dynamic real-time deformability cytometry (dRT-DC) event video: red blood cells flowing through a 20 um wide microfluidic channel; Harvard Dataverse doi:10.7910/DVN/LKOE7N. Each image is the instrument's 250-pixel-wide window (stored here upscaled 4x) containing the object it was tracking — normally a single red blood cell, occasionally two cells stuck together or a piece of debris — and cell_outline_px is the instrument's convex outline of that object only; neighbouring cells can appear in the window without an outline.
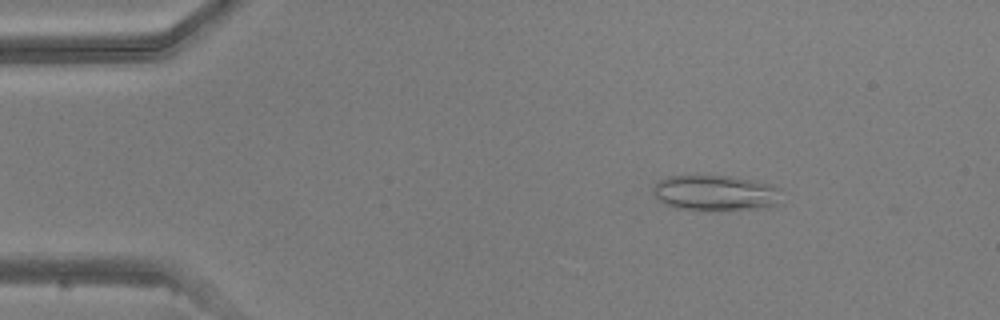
{"species": "common noctule bat (a hibernating species)", "species_latin": "Nyctalus noctula", "temperature_condition": "warm", "stored_images_in_passage": 23, "camera_frame_rate_fps": 3000, "um_per_image_px": 0.085, "animal": {"sex": "male", "body_mass_g": 20.5, "forearm_length_mm": 52.5}, "frame": {"image": 1, "passage_image": 7, "time_ms": 2.0, "image_size_px": [1000, 320], "cell_outline_px": [[784, 204], [756, 208], [676, 208], [664, 204], [652, 192], [652, 188], [660, 180], [668, 176], [728, 176], [752, 180], [772, 184], [780, 188]], "centroid_in_image_um": [60.88, 16.37], "position_along_channel_um": 24.1, "area_um2": 26.13}}
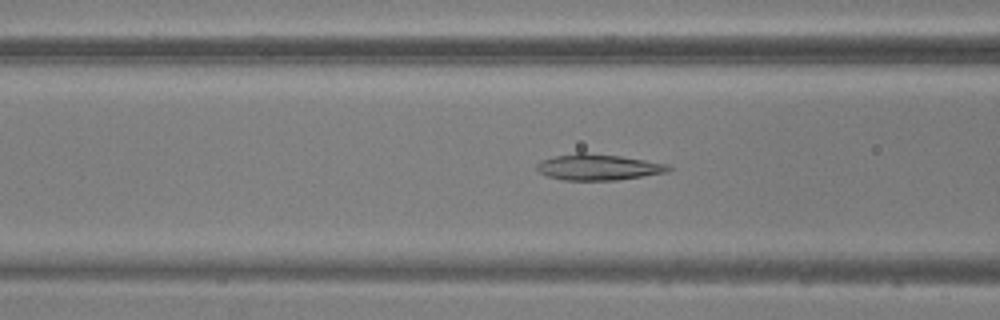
{"frame": {"image": 2, "passage_image": 19, "time_ms": 6.0, "image_size_px": [1000, 320], "cell_outline_px": [[672, 168], [668, 172], [616, 180], [564, 180], [548, 176], [540, 172], [536, 168], [536, 164], [540, 160], [556, 156], [576, 152], [584, 152], [620, 156], [668, 164]], "centroid_in_image_um": [50.84, 14.2], "position_along_channel_um": 115.8, "area_um2": 19.88}}
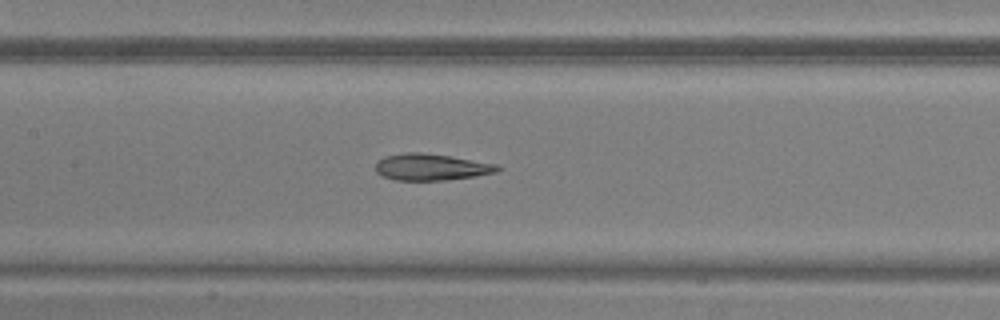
{"frame": {"image": 3, "passage_image": 23, "time_ms": 7.333, "image_size_px": [1000, 320], "cell_outline_px": [[504, 168], [496, 172], [476, 176], [448, 180], [396, 180], [384, 176], [376, 172], [376, 164], [384, 156], [404, 152], [420, 152], [452, 156], [496, 164]], "centroid_in_image_um": [36.69, 14.19], "position_along_channel_um": 170.7, "area_um2": 18.96}}